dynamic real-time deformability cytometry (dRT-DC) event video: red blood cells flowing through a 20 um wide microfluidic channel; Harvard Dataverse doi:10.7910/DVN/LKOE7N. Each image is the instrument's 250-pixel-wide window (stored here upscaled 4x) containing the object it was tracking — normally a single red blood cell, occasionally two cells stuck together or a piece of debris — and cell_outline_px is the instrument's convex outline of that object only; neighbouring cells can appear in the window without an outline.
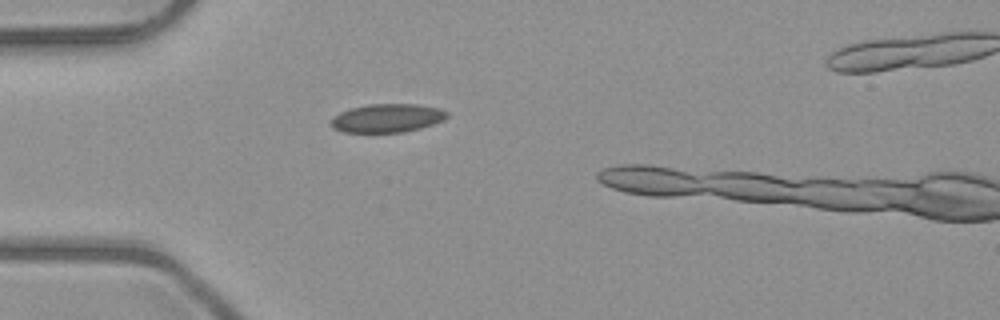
{"species": "common noctule bat (a hibernating species)", "species_latin": "Nyctalus noctula", "temperature_condition": "room temperature", "stored_images_in_passage": 7, "camera_frame_rate_fps": 3000, "um_per_image_px": 0.085, "animal": {"sex": "male", "body_mass_g": 23.1, "forearm_length_mm": 52.7}, "frame": {"image": 1, "passage_image": 2, "time_ms": 0.333, "image_size_px": [1000, 320], "cell_outline_px": [[448, 116], [444, 120], [420, 128], [404, 132], [344, 132], [332, 128], [328, 124], [332, 116], [340, 112], [352, 108], [368, 104], [416, 104], [440, 108], [448, 112]], "centroid_in_image_um": [32.88, 10.04], "position_along_channel_um": 52.1, "area_um2": 19.42}}
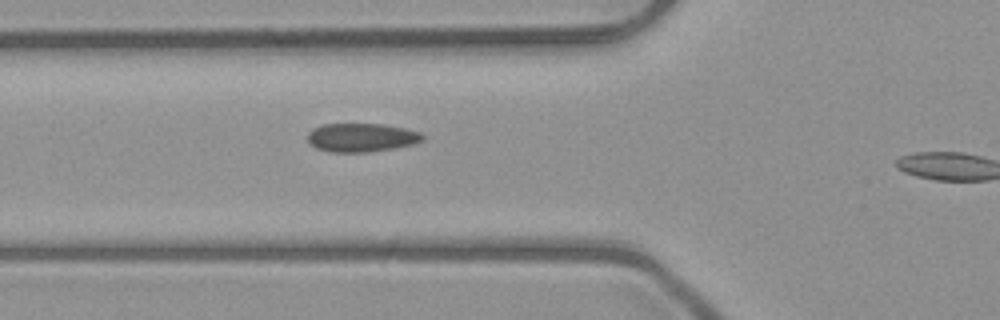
{"frame": {"image": 2, "passage_image": 6, "time_ms": 1.667, "image_size_px": [1000, 320], "cell_outline_px": [[424, 140], [416, 144], [396, 148], [368, 152], [328, 152], [316, 148], [308, 144], [308, 132], [312, 128], [324, 124], [384, 124], [404, 128], [420, 132], [424, 136]], "centroid_in_image_um": [30.73, 11.7], "position_along_channel_um": 95.1, "area_um2": 19.48}}